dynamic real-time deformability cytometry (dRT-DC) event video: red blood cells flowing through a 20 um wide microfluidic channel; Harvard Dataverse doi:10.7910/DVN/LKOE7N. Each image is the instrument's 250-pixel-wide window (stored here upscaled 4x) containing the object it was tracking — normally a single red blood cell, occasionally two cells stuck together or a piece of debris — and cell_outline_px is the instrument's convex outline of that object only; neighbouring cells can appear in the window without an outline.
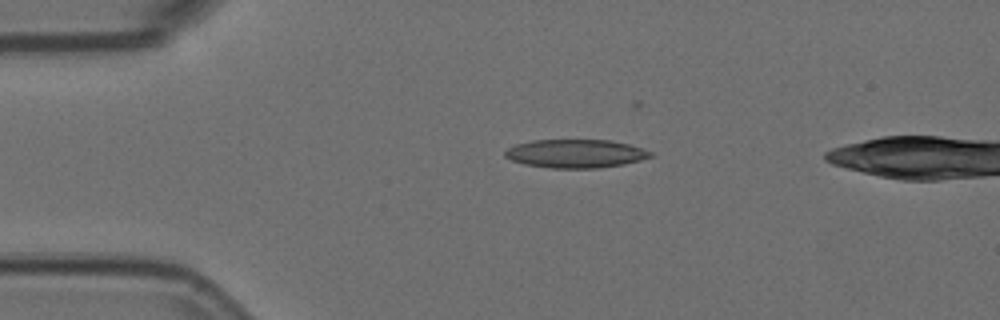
{"species": "Egyptian fruit bat (a non-hibernating species)", "species_latin": "Rousettus aegyptiacus", "temperature_condition": "room temperature", "stored_images_in_passage": 3, "camera_frame_rate_fps": 3000, "um_per_image_px": 0.085, "animal": {"sex": "female"}, "frame": {"image": 1, "passage_image": 1, "time_ms": 0.0, "image_size_px": [1000, 320], "cell_outline_px": [[652, 156], [640, 160], [624, 164], [596, 168], [552, 168], [524, 164], [512, 160], [504, 156], [504, 152], [508, 148], [516, 144], [532, 140], [608, 140], [628, 144], [652, 152]], "centroid_in_image_um": [48.89, 13.05], "position_along_channel_um": 36.1, "area_um2": 23.93}}
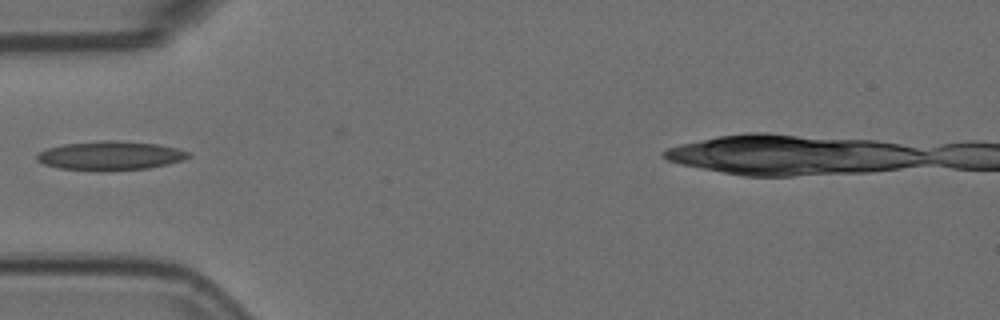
{"frame": {"image": 2, "passage_image": 3, "time_ms": 0.667, "image_size_px": [1000, 320], "cell_outline_px": [[192, 156], [168, 164], [148, 168], [104, 172], [96, 172], [60, 168], [44, 164], [36, 160], [36, 156], [40, 152], [48, 148], [64, 144], [104, 140], [120, 140], [160, 144], [176, 148], [188, 152]], "centroid_in_image_um": [9.37, 13.24], "position_along_channel_um": 75.6, "area_um2": 25.89}}